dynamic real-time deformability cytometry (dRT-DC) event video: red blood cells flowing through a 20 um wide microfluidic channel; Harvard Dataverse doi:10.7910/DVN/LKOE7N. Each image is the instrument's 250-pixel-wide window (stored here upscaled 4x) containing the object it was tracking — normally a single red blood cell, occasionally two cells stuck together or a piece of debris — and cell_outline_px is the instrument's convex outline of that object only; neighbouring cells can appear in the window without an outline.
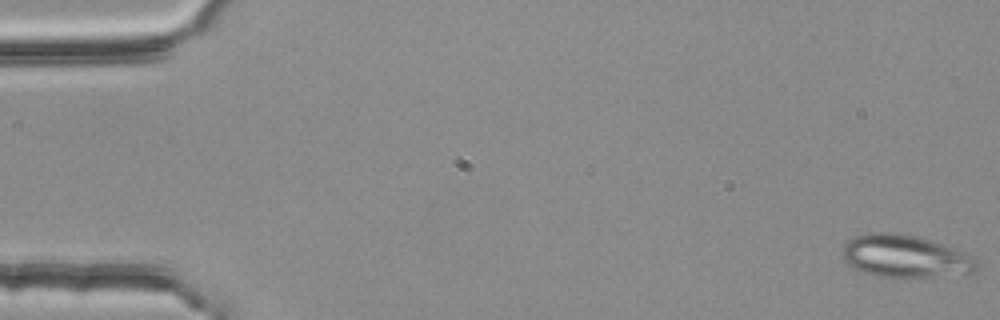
{"species": "common noctule bat (a hibernating species)", "species_latin": "Nyctalus noctula", "temperature_condition": "room temperature", "stored_images_in_passage": 4, "camera_frame_rate_fps": 3000, "um_per_image_px": 0.085, "animal": {"sex": "female", "body_mass_g": 25.1}, "frame": {"image": 1, "passage_image": 1, "time_ms": 0.0, "image_size_px": [1000, 320], "cell_outline_px": [[980, 268], [972, 272], [908, 280], [876, 276], [852, 268], [844, 260], [844, 244], [852, 236], [864, 232], [896, 232], [916, 236], [976, 256]], "centroid_in_image_um": [76.93, 21.81], "position_along_channel_um": 8.1, "area_um2": 34.1}}